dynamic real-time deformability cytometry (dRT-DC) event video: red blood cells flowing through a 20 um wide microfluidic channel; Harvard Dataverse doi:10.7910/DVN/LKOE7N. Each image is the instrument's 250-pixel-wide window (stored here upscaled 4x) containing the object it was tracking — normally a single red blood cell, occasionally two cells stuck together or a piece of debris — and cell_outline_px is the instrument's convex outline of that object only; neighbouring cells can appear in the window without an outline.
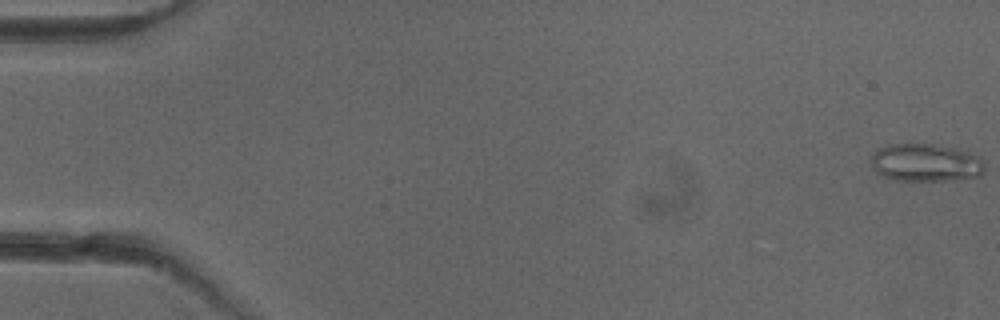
{"species": "common noctule bat (a hibernating species)", "species_latin": "Nyctalus noctula", "temperature_condition": "cold", "stored_images_in_passage": 52, "camera_frame_rate_fps": 3000, "um_per_image_px": 0.085, "animal": {"sex": "female"}, "frame": {"image": 1, "passage_image": 1, "time_ms": 0.0, "image_size_px": [1000, 320], "cell_outline_px": [[984, 172], [980, 176], [952, 180], [896, 180], [884, 176], [876, 172], [868, 160], [880, 148], [888, 144], [940, 144], [956, 148], [980, 156], [984, 164]], "centroid_in_image_um": [78.7, 13.82], "position_along_channel_um": 6.3, "area_um2": 25.2}}
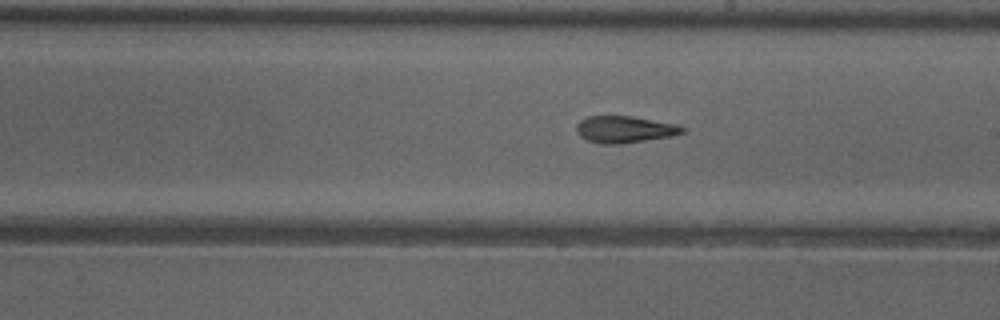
{"frame": {"image": 2, "passage_image": 30, "time_ms": 9.667, "image_size_px": [1000, 320], "cell_outline_px": [[688, 128], [684, 132], [672, 136], [620, 144], [600, 144], [588, 140], [580, 136], [576, 132], [576, 124], [580, 120], [588, 116], [632, 116], [676, 124]], "centroid_in_image_um": [53.09, 11.0], "position_along_channel_um": 235.9, "area_um2": 16.65}}
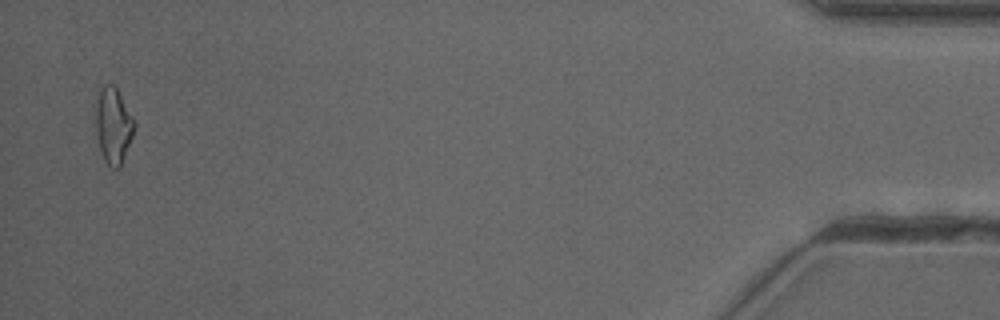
{"frame": {"image": 3, "passage_image": 51, "time_ms": 16.667, "image_size_px": [1000, 320], "cell_outline_px": [[136, 128], [120, 168], [112, 168], [104, 160], [100, 152], [92, 124], [96, 104], [100, 88], [104, 84], [112, 84], [116, 88], [136, 120]], "centroid_in_image_um": [9.6, 10.68], "position_along_channel_um": 425.6, "area_um2": 17.86}, "authors_computed_cell_mechanics": {"area_um2": 16.9643, "velocity_mm_per_s": 3.9951, "shape_relaxation_time_tau1_ms": null, "shape_relaxation_time_tau2_ms": 3.1835, "deformation_change_tau1": null, "deformation_change_tau2": 0.1262}}